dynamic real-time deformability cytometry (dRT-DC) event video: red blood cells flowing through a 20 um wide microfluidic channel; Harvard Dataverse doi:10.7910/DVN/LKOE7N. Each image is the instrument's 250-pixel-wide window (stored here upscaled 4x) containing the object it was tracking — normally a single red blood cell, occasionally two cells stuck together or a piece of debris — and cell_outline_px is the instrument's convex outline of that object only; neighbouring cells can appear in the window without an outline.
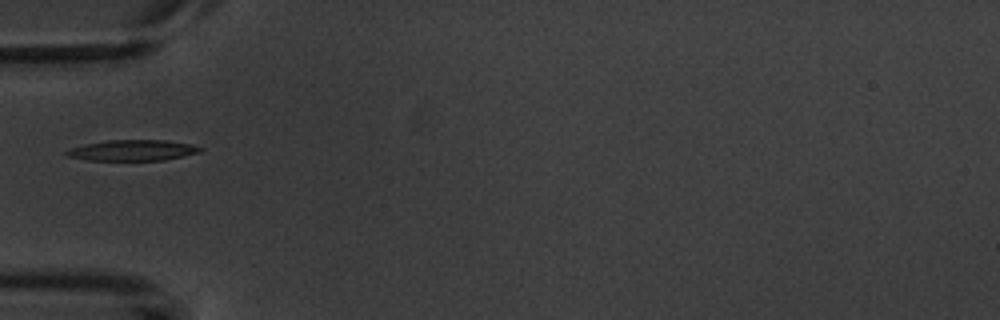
{"species": "common noctule bat (a hibernating species)", "species_latin": "Nyctalus noctula", "temperature_condition": "warm", "stored_images_in_passage": 1, "camera_frame_rate_fps": 3000, "um_per_image_px": 0.085, "animal": {"sex": "male", "body_mass_g": 20.1, "forearm_length_mm": 53.5}, "frame": {"image": 1, "passage_image": 1, "time_ms": 0.0, "image_size_px": [1000, 320], "cell_outline_px": [[204, 148], [200, 152], [164, 160], [88, 160], [68, 156], [64, 152], [68, 148], [84, 144], [108, 140], [168, 140], [192, 144]], "centroid_in_image_um": [11.27, 12.77], "position_along_channel_um": 73.7, "area_um2": 16.24}}